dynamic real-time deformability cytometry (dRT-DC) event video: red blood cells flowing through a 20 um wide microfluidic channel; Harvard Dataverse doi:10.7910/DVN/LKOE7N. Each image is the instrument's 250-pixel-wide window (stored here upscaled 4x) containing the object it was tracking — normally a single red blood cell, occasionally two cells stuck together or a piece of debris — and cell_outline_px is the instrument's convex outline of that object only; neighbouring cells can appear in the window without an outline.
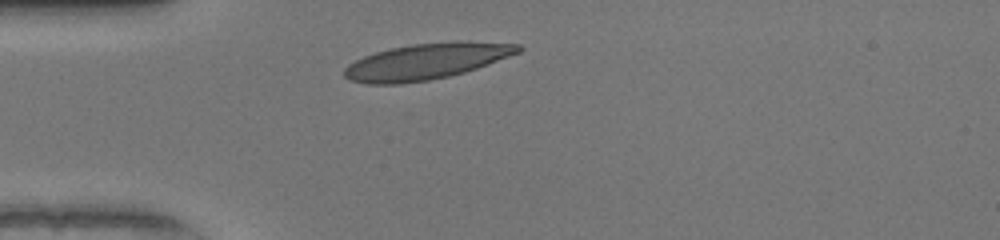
{"species": "human", "species_latin": "Homo sapiens", "temperature_condition": "warm", "stored_images_in_passage": 29, "camera_frame_rate_fps": 3000, "um_per_image_px": 0.085, "donor": {"sex": "female"}, "frame": {"image": 1, "passage_image": 1, "time_ms": 0.0, "image_size_px": [1000, 240], "cell_outline_px": [[524, 48], [520, 52], [488, 64], [464, 72], [448, 76], [428, 80], [400, 84], [368, 84], [348, 80], [344, 76], [344, 68], [348, 64], [364, 56], [376, 52], [392, 48], [412, 44], [460, 40], [520, 44]], "centroid_in_image_um": [36.25, 5.21], "position_along_channel_um": 48.8, "area_um2": 36.53}}
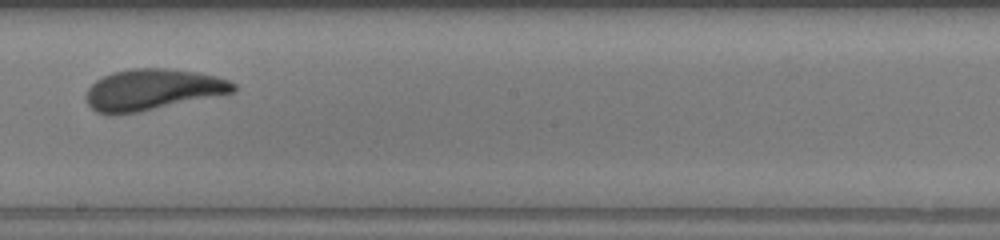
{"frame": {"image": 2, "passage_image": 16, "time_ms": 5.0, "image_size_px": [1000, 240], "cell_outline_px": [[236, 92], [116, 116], [108, 116], [96, 112], [88, 104], [84, 96], [88, 88], [96, 80], [112, 72], [132, 68], [168, 68], [196, 72], [216, 76], [228, 80], [236, 84]], "centroid_in_image_um": [12.92, 7.62], "position_along_channel_um": 235.3, "area_um2": 35.43}}
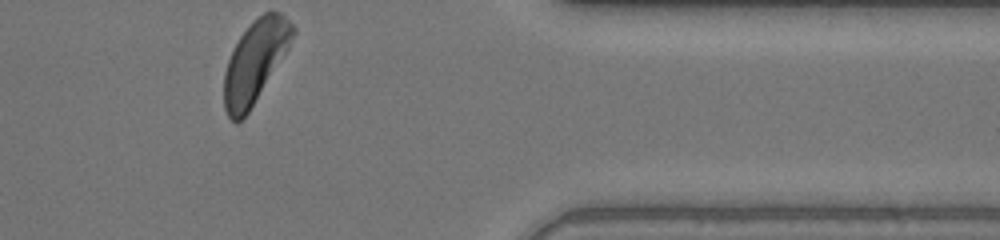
{"frame": {"image": 3, "passage_image": 29, "time_ms": 9.333, "image_size_px": [1000, 240], "cell_outline_px": [[296, 32], [288, 48], [248, 112], [236, 124], [228, 116], [224, 108], [224, 72], [228, 60], [240, 36], [252, 20], [264, 12], [280, 12], [296, 28]], "centroid_in_image_um": [21.67, 5.21], "position_along_channel_um": 389.7, "area_um2": 32.25}, "authors_computed_cell_mechanics": {"area_um2": 34.7956, "velocity_mm_per_s": 4.0501, "shape_relaxation_time_tau1_ms": 5.9154, "shape_relaxation_time_tau2_ms": null, "deformation_change_tau1": 0.2096, "deformation_change_tau2": null}}